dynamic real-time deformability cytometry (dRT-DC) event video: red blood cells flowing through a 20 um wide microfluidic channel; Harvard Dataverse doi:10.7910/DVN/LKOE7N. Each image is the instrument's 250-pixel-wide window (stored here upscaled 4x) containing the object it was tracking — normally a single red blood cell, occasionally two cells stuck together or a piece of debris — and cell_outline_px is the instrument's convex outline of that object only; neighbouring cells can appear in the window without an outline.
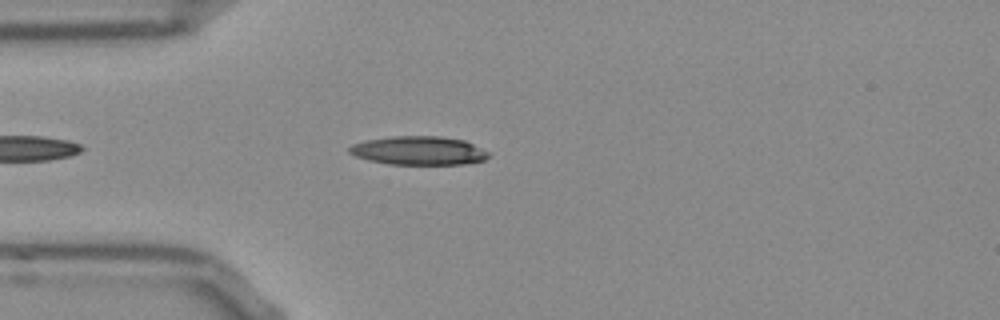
{"species": "Egyptian fruit bat (a non-hibernating species)", "species_latin": "Rousettus aegyptiacus", "temperature_condition": "room temperature", "stored_images_in_passage": 21, "camera_frame_rate_fps": 3000, "um_per_image_px": 0.085, "frame": {"image": 1, "passage_image": 6, "time_ms": 1.667, "image_size_px": [1000, 320], "cell_outline_px": [[488, 156], [484, 160], [464, 164], [388, 164], [368, 160], [356, 156], [348, 152], [348, 148], [352, 144], [364, 140], [392, 136], [440, 136], [464, 140], [488, 152]], "centroid_in_image_um": [35.54, 12.8], "position_along_channel_um": 49.5, "area_um2": 23.18}}
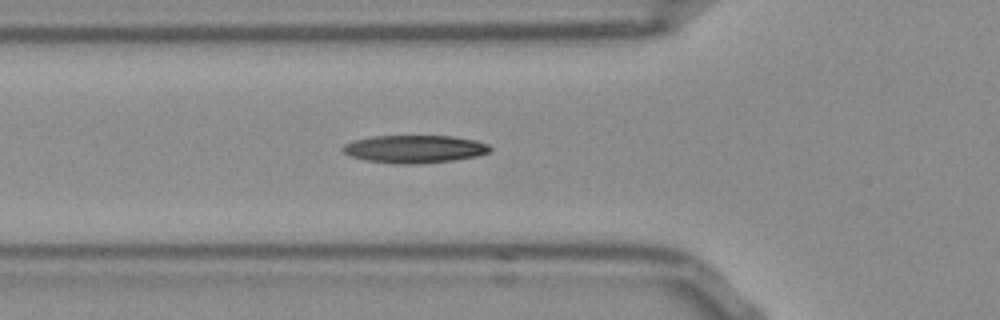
{"frame": {"image": 2, "passage_image": 10, "time_ms": 3.0, "image_size_px": [1000, 320], "cell_outline_px": [[492, 152], [476, 156], [452, 160], [420, 164], [392, 164], [368, 160], [352, 156], [344, 152], [340, 148], [344, 144], [356, 140], [372, 136], [452, 136], [476, 140], [488, 144], [492, 148]], "centroid_in_image_um": [35.27, 12.67], "position_along_channel_um": 90.5, "area_um2": 23.87}}
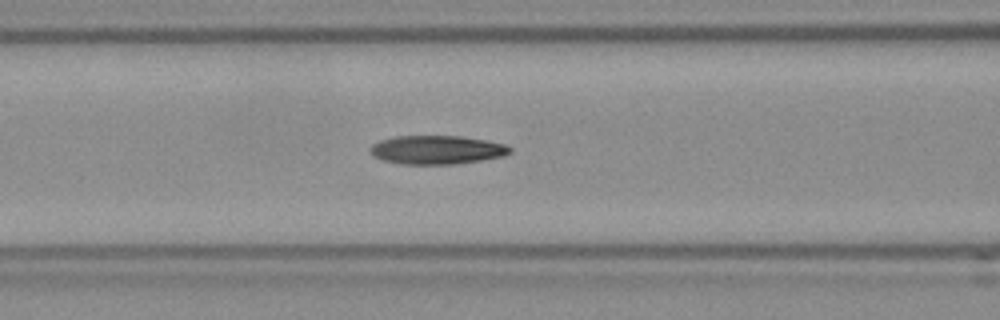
{"frame": {"image": 3, "passage_image": 13, "time_ms": 4.0, "image_size_px": [1000, 320], "cell_outline_px": [[512, 152], [504, 156], [456, 164], [400, 164], [384, 160], [372, 156], [368, 148], [372, 144], [380, 140], [396, 136], [460, 136], [484, 140], [504, 144], [512, 148]], "centroid_in_image_um": [37.1, 12.74], "position_along_channel_um": 129.5, "area_um2": 23.41}}